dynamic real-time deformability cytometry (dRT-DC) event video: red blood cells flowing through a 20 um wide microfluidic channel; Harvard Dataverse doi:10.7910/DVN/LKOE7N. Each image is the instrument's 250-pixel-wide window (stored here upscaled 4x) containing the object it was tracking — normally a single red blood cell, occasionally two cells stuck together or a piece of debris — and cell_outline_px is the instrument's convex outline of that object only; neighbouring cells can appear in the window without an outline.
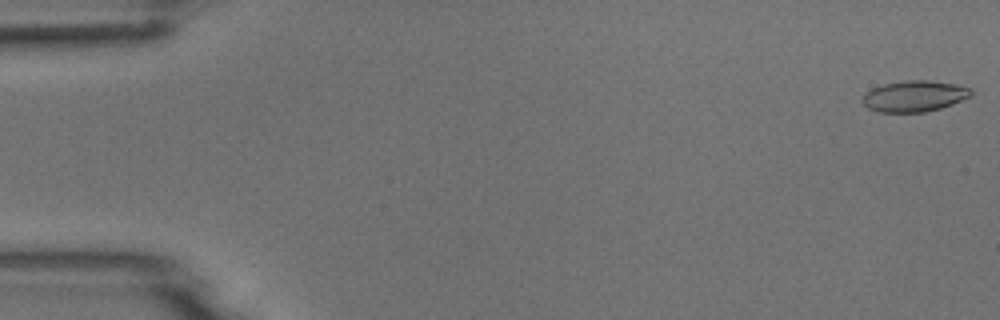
{"species": "common noctule bat (a hibernating species)", "species_latin": "Nyctalus noctula", "temperature_condition": "room temperature", "stored_images_in_passage": 53, "camera_frame_rate_fps": 3000, "um_per_image_px": 0.085, "animal": {"sex": "male", "body_mass_g": 18.8}, "frame": {"image": 1, "passage_image": 1, "time_ms": 0.0, "image_size_px": [1000, 320], "cell_outline_px": [[972, 92], [968, 96], [952, 104], [940, 108], [924, 112], [880, 112], [868, 108], [864, 104], [864, 96], [872, 88], [884, 84], [904, 80], [928, 80], [956, 84], [972, 88]], "centroid_in_image_um": [77.73, 8.16], "position_along_channel_um": 7.3, "area_um2": 19.36}}
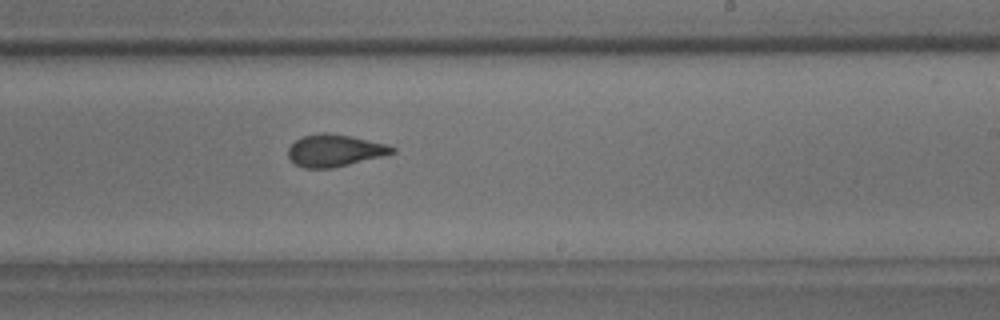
{"frame": {"image": 2, "passage_image": 32, "time_ms": 10.333, "image_size_px": [1000, 320], "cell_outline_px": [[396, 152], [332, 168], [304, 168], [296, 164], [288, 156], [288, 148], [296, 140], [304, 136], [320, 132], [328, 132], [352, 136], [388, 144], [396, 148]], "centroid_in_image_um": [28.45, 12.77], "position_along_channel_um": 260.6, "area_um2": 19.31}}
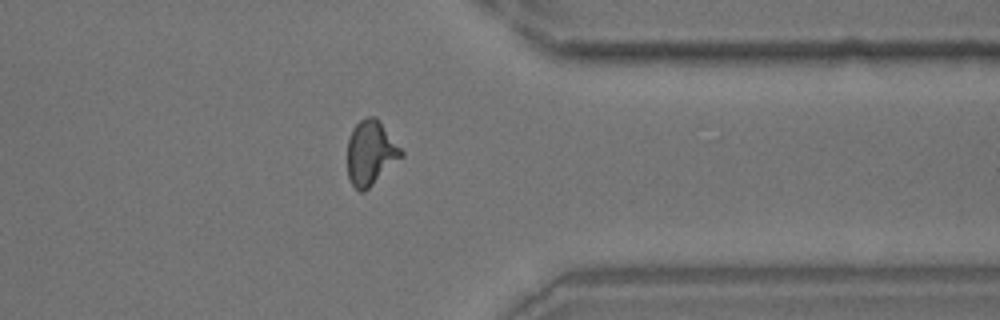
{"frame": {"image": 3, "passage_image": 42, "time_ms": 13.667, "image_size_px": [1000, 320], "cell_outline_px": [[404, 156], [364, 192], [360, 192], [352, 184], [348, 176], [348, 140], [352, 128], [360, 120], [368, 116], [376, 116], [380, 120], [404, 152]], "centroid_in_image_um": [31.52, 12.97], "position_along_channel_um": 379.9, "area_um2": 20.35}}